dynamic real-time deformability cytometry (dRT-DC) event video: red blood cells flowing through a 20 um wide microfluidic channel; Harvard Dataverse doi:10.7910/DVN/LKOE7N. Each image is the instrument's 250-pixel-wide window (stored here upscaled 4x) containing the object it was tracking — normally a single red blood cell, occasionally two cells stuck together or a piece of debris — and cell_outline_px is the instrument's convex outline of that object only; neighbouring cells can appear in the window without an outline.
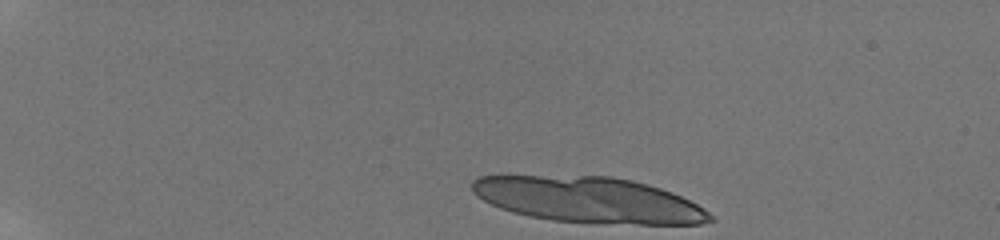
{"species": "human", "species_latin": "Homo sapiens", "temperature_condition": "room temperature", "stored_images_in_passage": 11, "camera_frame_rate_fps": 3000, "um_per_image_px": 0.085, "donor": {"sex": "male"}, "frame": {"image": 1, "passage_image": 1, "time_ms": 0.0, "image_size_px": [1000, 240], "cell_outline_px": [[716, 220], [700, 224], [640, 224], [552, 220], [512, 212], [500, 208], [476, 196], [472, 192], [472, 180], [480, 176], [612, 176], [632, 180], [648, 184], [672, 192], [704, 208]], "centroid_in_image_um": [50.05, 16.98], "position_along_channel_um": 34.9, "area_um2": 62.89}}